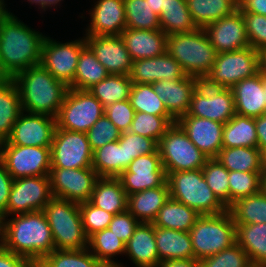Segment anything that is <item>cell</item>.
<instances>
[{
	"mask_svg": "<svg viewBox=\"0 0 266 267\" xmlns=\"http://www.w3.org/2000/svg\"><path fill=\"white\" fill-rule=\"evenodd\" d=\"M45 37L11 12H4L0 16L2 79H12L24 69L40 65Z\"/></svg>",
	"mask_w": 266,
	"mask_h": 267,
	"instance_id": "6da1fadb",
	"label": "cell"
},
{
	"mask_svg": "<svg viewBox=\"0 0 266 267\" xmlns=\"http://www.w3.org/2000/svg\"><path fill=\"white\" fill-rule=\"evenodd\" d=\"M12 217L8 221L5 219L4 249L28 259L34 266L55 250L51 228L43 211Z\"/></svg>",
	"mask_w": 266,
	"mask_h": 267,
	"instance_id": "7a4b0ae2",
	"label": "cell"
},
{
	"mask_svg": "<svg viewBox=\"0 0 266 267\" xmlns=\"http://www.w3.org/2000/svg\"><path fill=\"white\" fill-rule=\"evenodd\" d=\"M25 113L57 117L68 87L41 64L24 69L12 78Z\"/></svg>",
	"mask_w": 266,
	"mask_h": 267,
	"instance_id": "3957f363",
	"label": "cell"
},
{
	"mask_svg": "<svg viewBox=\"0 0 266 267\" xmlns=\"http://www.w3.org/2000/svg\"><path fill=\"white\" fill-rule=\"evenodd\" d=\"M167 52L180 64L188 76L201 81L210 73L217 52L204 28L188 33L168 35Z\"/></svg>",
	"mask_w": 266,
	"mask_h": 267,
	"instance_id": "277c9868",
	"label": "cell"
},
{
	"mask_svg": "<svg viewBox=\"0 0 266 267\" xmlns=\"http://www.w3.org/2000/svg\"><path fill=\"white\" fill-rule=\"evenodd\" d=\"M170 197L200 215H215L228 208L208 187L202 169L176 171L167 175Z\"/></svg>",
	"mask_w": 266,
	"mask_h": 267,
	"instance_id": "5b68a950",
	"label": "cell"
},
{
	"mask_svg": "<svg viewBox=\"0 0 266 267\" xmlns=\"http://www.w3.org/2000/svg\"><path fill=\"white\" fill-rule=\"evenodd\" d=\"M51 228L55 249L80 250L88 248L79 204L53 197L43 208Z\"/></svg>",
	"mask_w": 266,
	"mask_h": 267,
	"instance_id": "8992f818",
	"label": "cell"
},
{
	"mask_svg": "<svg viewBox=\"0 0 266 267\" xmlns=\"http://www.w3.org/2000/svg\"><path fill=\"white\" fill-rule=\"evenodd\" d=\"M194 259L211 257L236 243V224L226 212L200 215L189 231Z\"/></svg>",
	"mask_w": 266,
	"mask_h": 267,
	"instance_id": "52a82bcc",
	"label": "cell"
},
{
	"mask_svg": "<svg viewBox=\"0 0 266 267\" xmlns=\"http://www.w3.org/2000/svg\"><path fill=\"white\" fill-rule=\"evenodd\" d=\"M158 150L166 176L176 171L202 169L208 159L177 123L162 136Z\"/></svg>",
	"mask_w": 266,
	"mask_h": 267,
	"instance_id": "ba28073f",
	"label": "cell"
},
{
	"mask_svg": "<svg viewBox=\"0 0 266 267\" xmlns=\"http://www.w3.org/2000/svg\"><path fill=\"white\" fill-rule=\"evenodd\" d=\"M259 52L251 46L217 53L214 66L203 82L211 87L232 88L243 79L259 73Z\"/></svg>",
	"mask_w": 266,
	"mask_h": 267,
	"instance_id": "9c48e42d",
	"label": "cell"
},
{
	"mask_svg": "<svg viewBox=\"0 0 266 267\" xmlns=\"http://www.w3.org/2000/svg\"><path fill=\"white\" fill-rule=\"evenodd\" d=\"M103 114V105L88 90L68 88L56 128L86 133Z\"/></svg>",
	"mask_w": 266,
	"mask_h": 267,
	"instance_id": "30bf717a",
	"label": "cell"
},
{
	"mask_svg": "<svg viewBox=\"0 0 266 267\" xmlns=\"http://www.w3.org/2000/svg\"><path fill=\"white\" fill-rule=\"evenodd\" d=\"M0 161L14 180L49 176L50 147L12 145L6 140L0 143Z\"/></svg>",
	"mask_w": 266,
	"mask_h": 267,
	"instance_id": "8fae6325",
	"label": "cell"
},
{
	"mask_svg": "<svg viewBox=\"0 0 266 267\" xmlns=\"http://www.w3.org/2000/svg\"><path fill=\"white\" fill-rule=\"evenodd\" d=\"M92 154L86 133L55 129L50 147L51 168L92 167Z\"/></svg>",
	"mask_w": 266,
	"mask_h": 267,
	"instance_id": "7c38bea8",
	"label": "cell"
},
{
	"mask_svg": "<svg viewBox=\"0 0 266 267\" xmlns=\"http://www.w3.org/2000/svg\"><path fill=\"white\" fill-rule=\"evenodd\" d=\"M86 46L85 38L61 43L46 36L42 45L41 65L54 78L73 88L78 59Z\"/></svg>",
	"mask_w": 266,
	"mask_h": 267,
	"instance_id": "4fadbf2b",
	"label": "cell"
},
{
	"mask_svg": "<svg viewBox=\"0 0 266 267\" xmlns=\"http://www.w3.org/2000/svg\"><path fill=\"white\" fill-rule=\"evenodd\" d=\"M235 114L231 88L211 87L201 81L192 94L188 112L182 116H196L226 124Z\"/></svg>",
	"mask_w": 266,
	"mask_h": 267,
	"instance_id": "5bb4252c",
	"label": "cell"
},
{
	"mask_svg": "<svg viewBox=\"0 0 266 267\" xmlns=\"http://www.w3.org/2000/svg\"><path fill=\"white\" fill-rule=\"evenodd\" d=\"M53 198L49 176L22 177L13 181L3 216L43 211ZM13 213V214H12ZM7 216V217H6Z\"/></svg>",
	"mask_w": 266,
	"mask_h": 267,
	"instance_id": "9a60e30c",
	"label": "cell"
},
{
	"mask_svg": "<svg viewBox=\"0 0 266 267\" xmlns=\"http://www.w3.org/2000/svg\"><path fill=\"white\" fill-rule=\"evenodd\" d=\"M99 178L92 167L51 168L49 172L53 197L77 204L90 201L95 183Z\"/></svg>",
	"mask_w": 266,
	"mask_h": 267,
	"instance_id": "2e32d148",
	"label": "cell"
},
{
	"mask_svg": "<svg viewBox=\"0 0 266 267\" xmlns=\"http://www.w3.org/2000/svg\"><path fill=\"white\" fill-rule=\"evenodd\" d=\"M117 178L127 195L161 187L167 181V176L159 150L135 158Z\"/></svg>",
	"mask_w": 266,
	"mask_h": 267,
	"instance_id": "e0dca14e",
	"label": "cell"
},
{
	"mask_svg": "<svg viewBox=\"0 0 266 267\" xmlns=\"http://www.w3.org/2000/svg\"><path fill=\"white\" fill-rule=\"evenodd\" d=\"M56 126L53 116L22 111L7 141L12 145L51 147Z\"/></svg>",
	"mask_w": 266,
	"mask_h": 267,
	"instance_id": "ac0fdd59",
	"label": "cell"
},
{
	"mask_svg": "<svg viewBox=\"0 0 266 267\" xmlns=\"http://www.w3.org/2000/svg\"><path fill=\"white\" fill-rule=\"evenodd\" d=\"M85 36L86 45L109 74H130L132 60L120 35Z\"/></svg>",
	"mask_w": 266,
	"mask_h": 267,
	"instance_id": "d6986e66",
	"label": "cell"
},
{
	"mask_svg": "<svg viewBox=\"0 0 266 267\" xmlns=\"http://www.w3.org/2000/svg\"><path fill=\"white\" fill-rule=\"evenodd\" d=\"M204 30L217 53L237 51L250 46L244 17L239 10L212 22Z\"/></svg>",
	"mask_w": 266,
	"mask_h": 267,
	"instance_id": "ffe728a7",
	"label": "cell"
},
{
	"mask_svg": "<svg viewBox=\"0 0 266 267\" xmlns=\"http://www.w3.org/2000/svg\"><path fill=\"white\" fill-rule=\"evenodd\" d=\"M176 123L208 158H215L222 149L225 124L196 116H181Z\"/></svg>",
	"mask_w": 266,
	"mask_h": 267,
	"instance_id": "44dd1931",
	"label": "cell"
},
{
	"mask_svg": "<svg viewBox=\"0 0 266 267\" xmlns=\"http://www.w3.org/2000/svg\"><path fill=\"white\" fill-rule=\"evenodd\" d=\"M129 76L132 83L152 84L162 80L183 79L187 74L180 64L166 52L161 56L132 61Z\"/></svg>",
	"mask_w": 266,
	"mask_h": 267,
	"instance_id": "7402d4cb",
	"label": "cell"
},
{
	"mask_svg": "<svg viewBox=\"0 0 266 267\" xmlns=\"http://www.w3.org/2000/svg\"><path fill=\"white\" fill-rule=\"evenodd\" d=\"M200 82V79L187 75L183 79L157 81L152 86L167 111L177 120L188 112L192 94Z\"/></svg>",
	"mask_w": 266,
	"mask_h": 267,
	"instance_id": "603a6c76",
	"label": "cell"
},
{
	"mask_svg": "<svg viewBox=\"0 0 266 267\" xmlns=\"http://www.w3.org/2000/svg\"><path fill=\"white\" fill-rule=\"evenodd\" d=\"M132 61L157 57L167 52V37L160 30L125 28L120 34Z\"/></svg>",
	"mask_w": 266,
	"mask_h": 267,
	"instance_id": "cb8c5ba5",
	"label": "cell"
},
{
	"mask_svg": "<svg viewBox=\"0 0 266 267\" xmlns=\"http://www.w3.org/2000/svg\"><path fill=\"white\" fill-rule=\"evenodd\" d=\"M96 3L90 11L91 23L86 35H120L126 28L123 0H98Z\"/></svg>",
	"mask_w": 266,
	"mask_h": 267,
	"instance_id": "d4e9b609",
	"label": "cell"
},
{
	"mask_svg": "<svg viewBox=\"0 0 266 267\" xmlns=\"http://www.w3.org/2000/svg\"><path fill=\"white\" fill-rule=\"evenodd\" d=\"M231 91L236 114L255 118L266 112V89H263V76L260 72L239 81Z\"/></svg>",
	"mask_w": 266,
	"mask_h": 267,
	"instance_id": "484cf974",
	"label": "cell"
},
{
	"mask_svg": "<svg viewBox=\"0 0 266 267\" xmlns=\"http://www.w3.org/2000/svg\"><path fill=\"white\" fill-rule=\"evenodd\" d=\"M127 254L136 267H158L155 226L152 223H139L133 235L125 244Z\"/></svg>",
	"mask_w": 266,
	"mask_h": 267,
	"instance_id": "4316f807",
	"label": "cell"
},
{
	"mask_svg": "<svg viewBox=\"0 0 266 267\" xmlns=\"http://www.w3.org/2000/svg\"><path fill=\"white\" fill-rule=\"evenodd\" d=\"M167 181L161 187H155L128 195L127 210L140 223H153L158 211L169 199Z\"/></svg>",
	"mask_w": 266,
	"mask_h": 267,
	"instance_id": "83f0119b",
	"label": "cell"
},
{
	"mask_svg": "<svg viewBox=\"0 0 266 267\" xmlns=\"http://www.w3.org/2000/svg\"><path fill=\"white\" fill-rule=\"evenodd\" d=\"M155 239L160 262L194 258L189 232L155 227Z\"/></svg>",
	"mask_w": 266,
	"mask_h": 267,
	"instance_id": "f1b7e54d",
	"label": "cell"
},
{
	"mask_svg": "<svg viewBox=\"0 0 266 267\" xmlns=\"http://www.w3.org/2000/svg\"><path fill=\"white\" fill-rule=\"evenodd\" d=\"M90 202L115 215L127 210L128 195L118 178L100 177L95 183Z\"/></svg>",
	"mask_w": 266,
	"mask_h": 267,
	"instance_id": "f546056e",
	"label": "cell"
},
{
	"mask_svg": "<svg viewBox=\"0 0 266 267\" xmlns=\"http://www.w3.org/2000/svg\"><path fill=\"white\" fill-rule=\"evenodd\" d=\"M236 243L252 266L266 267V223L236 225Z\"/></svg>",
	"mask_w": 266,
	"mask_h": 267,
	"instance_id": "4dcf8cb0",
	"label": "cell"
},
{
	"mask_svg": "<svg viewBox=\"0 0 266 267\" xmlns=\"http://www.w3.org/2000/svg\"><path fill=\"white\" fill-rule=\"evenodd\" d=\"M199 216L194 209L169 197L152 224L155 227L189 232Z\"/></svg>",
	"mask_w": 266,
	"mask_h": 267,
	"instance_id": "1f68e13d",
	"label": "cell"
},
{
	"mask_svg": "<svg viewBox=\"0 0 266 267\" xmlns=\"http://www.w3.org/2000/svg\"><path fill=\"white\" fill-rule=\"evenodd\" d=\"M22 112L18 89L12 79H0V143L6 141Z\"/></svg>",
	"mask_w": 266,
	"mask_h": 267,
	"instance_id": "d6a6232c",
	"label": "cell"
},
{
	"mask_svg": "<svg viewBox=\"0 0 266 267\" xmlns=\"http://www.w3.org/2000/svg\"><path fill=\"white\" fill-rule=\"evenodd\" d=\"M197 28H205L238 10V0H186Z\"/></svg>",
	"mask_w": 266,
	"mask_h": 267,
	"instance_id": "836d02e7",
	"label": "cell"
},
{
	"mask_svg": "<svg viewBox=\"0 0 266 267\" xmlns=\"http://www.w3.org/2000/svg\"><path fill=\"white\" fill-rule=\"evenodd\" d=\"M215 159L228 171H264L262 152L258 147L222 148Z\"/></svg>",
	"mask_w": 266,
	"mask_h": 267,
	"instance_id": "e575fe53",
	"label": "cell"
},
{
	"mask_svg": "<svg viewBox=\"0 0 266 267\" xmlns=\"http://www.w3.org/2000/svg\"><path fill=\"white\" fill-rule=\"evenodd\" d=\"M159 20L161 30L166 35L188 33L197 29L186 0H164Z\"/></svg>",
	"mask_w": 266,
	"mask_h": 267,
	"instance_id": "d590c367",
	"label": "cell"
},
{
	"mask_svg": "<svg viewBox=\"0 0 266 267\" xmlns=\"http://www.w3.org/2000/svg\"><path fill=\"white\" fill-rule=\"evenodd\" d=\"M257 147L255 118L235 114L223 128L222 148Z\"/></svg>",
	"mask_w": 266,
	"mask_h": 267,
	"instance_id": "8d00e7d4",
	"label": "cell"
},
{
	"mask_svg": "<svg viewBox=\"0 0 266 267\" xmlns=\"http://www.w3.org/2000/svg\"><path fill=\"white\" fill-rule=\"evenodd\" d=\"M92 168L99 177L117 178L125 170L124 145L114 141L93 151Z\"/></svg>",
	"mask_w": 266,
	"mask_h": 267,
	"instance_id": "74e56055",
	"label": "cell"
},
{
	"mask_svg": "<svg viewBox=\"0 0 266 267\" xmlns=\"http://www.w3.org/2000/svg\"><path fill=\"white\" fill-rule=\"evenodd\" d=\"M234 223H266V191L240 198L228 207Z\"/></svg>",
	"mask_w": 266,
	"mask_h": 267,
	"instance_id": "f35d334b",
	"label": "cell"
},
{
	"mask_svg": "<svg viewBox=\"0 0 266 267\" xmlns=\"http://www.w3.org/2000/svg\"><path fill=\"white\" fill-rule=\"evenodd\" d=\"M89 251L105 267H123L120 263L114 262L111 258L118 254L125 253V243L120 240L109 228L103 229L88 238Z\"/></svg>",
	"mask_w": 266,
	"mask_h": 267,
	"instance_id": "ab89813d",
	"label": "cell"
},
{
	"mask_svg": "<svg viewBox=\"0 0 266 267\" xmlns=\"http://www.w3.org/2000/svg\"><path fill=\"white\" fill-rule=\"evenodd\" d=\"M132 84L129 75L109 74L105 79L89 88L88 91L105 108L117 101L128 100Z\"/></svg>",
	"mask_w": 266,
	"mask_h": 267,
	"instance_id": "60d3db41",
	"label": "cell"
},
{
	"mask_svg": "<svg viewBox=\"0 0 266 267\" xmlns=\"http://www.w3.org/2000/svg\"><path fill=\"white\" fill-rule=\"evenodd\" d=\"M108 75L109 73L105 67L96 59L92 50L86 46L81 51L78 59L73 89L88 90Z\"/></svg>",
	"mask_w": 266,
	"mask_h": 267,
	"instance_id": "b9f144b4",
	"label": "cell"
},
{
	"mask_svg": "<svg viewBox=\"0 0 266 267\" xmlns=\"http://www.w3.org/2000/svg\"><path fill=\"white\" fill-rule=\"evenodd\" d=\"M35 267H105L89 248L80 250L55 249L43 257Z\"/></svg>",
	"mask_w": 266,
	"mask_h": 267,
	"instance_id": "7bdbcfd3",
	"label": "cell"
},
{
	"mask_svg": "<svg viewBox=\"0 0 266 267\" xmlns=\"http://www.w3.org/2000/svg\"><path fill=\"white\" fill-rule=\"evenodd\" d=\"M131 106L135 112H145L155 116H172L166 109L152 84L133 83L129 96Z\"/></svg>",
	"mask_w": 266,
	"mask_h": 267,
	"instance_id": "ee69618b",
	"label": "cell"
},
{
	"mask_svg": "<svg viewBox=\"0 0 266 267\" xmlns=\"http://www.w3.org/2000/svg\"><path fill=\"white\" fill-rule=\"evenodd\" d=\"M126 28L160 30L159 16L146 0H123Z\"/></svg>",
	"mask_w": 266,
	"mask_h": 267,
	"instance_id": "f6af8a7d",
	"label": "cell"
},
{
	"mask_svg": "<svg viewBox=\"0 0 266 267\" xmlns=\"http://www.w3.org/2000/svg\"><path fill=\"white\" fill-rule=\"evenodd\" d=\"M174 123L176 119L173 116H155L145 112H135L129 132L154 139L159 143Z\"/></svg>",
	"mask_w": 266,
	"mask_h": 267,
	"instance_id": "bcb514c9",
	"label": "cell"
},
{
	"mask_svg": "<svg viewBox=\"0 0 266 267\" xmlns=\"http://www.w3.org/2000/svg\"><path fill=\"white\" fill-rule=\"evenodd\" d=\"M229 206L263 189V172L229 171Z\"/></svg>",
	"mask_w": 266,
	"mask_h": 267,
	"instance_id": "7dc6e473",
	"label": "cell"
},
{
	"mask_svg": "<svg viewBox=\"0 0 266 267\" xmlns=\"http://www.w3.org/2000/svg\"><path fill=\"white\" fill-rule=\"evenodd\" d=\"M208 187L229 207V171L215 158H208L202 168Z\"/></svg>",
	"mask_w": 266,
	"mask_h": 267,
	"instance_id": "c3c4849f",
	"label": "cell"
},
{
	"mask_svg": "<svg viewBox=\"0 0 266 267\" xmlns=\"http://www.w3.org/2000/svg\"><path fill=\"white\" fill-rule=\"evenodd\" d=\"M118 141L120 145H124L125 169L135 158L154 153L158 149V143L154 139L129 131L121 133Z\"/></svg>",
	"mask_w": 266,
	"mask_h": 267,
	"instance_id": "681fc988",
	"label": "cell"
},
{
	"mask_svg": "<svg viewBox=\"0 0 266 267\" xmlns=\"http://www.w3.org/2000/svg\"><path fill=\"white\" fill-rule=\"evenodd\" d=\"M200 267H252L247 253L237 244L200 261Z\"/></svg>",
	"mask_w": 266,
	"mask_h": 267,
	"instance_id": "f907efd6",
	"label": "cell"
},
{
	"mask_svg": "<svg viewBox=\"0 0 266 267\" xmlns=\"http://www.w3.org/2000/svg\"><path fill=\"white\" fill-rule=\"evenodd\" d=\"M121 131L103 114L86 132L90 148L93 151L105 144L118 141Z\"/></svg>",
	"mask_w": 266,
	"mask_h": 267,
	"instance_id": "816d5d0a",
	"label": "cell"
},
{
	"mask_svg": "<svg viewBox=\"0 0 266 267\" xmlns=\"http://www.w3.org/2000/svg\"><path fill=\"white\" fill-rule=\"evenodd\" d=\"M84 231L89 238L109 227L113 214L94 206L90 201L79 204Z\"/></svg>",
	"mask_w": 266,
	"mask_h": 267,
	"instance_id": "f5cc1de1",
	"label": "cell"
},
{
	"mask_svg": "<svg viewBox=\"0 0 266 267\" xmlns=\"http://www.w3.org/2000/svg\"><path fill=\"white\" fill-rule=\"evenodd\" d=\"M249 44L257 52L266 49V16L242 13Z\"/></svg>",
	"mask_w": 266,
	"mask_h": 267,
	"instance_id": "db71d44e",
	"label": "cell"
},
{
	"mask_svg": "<svg viewBox=\"0 0 266 267\" xmlns=\"http://www.w3.org/2000/svg\"><path fill=\"white\" fill-rule=\"evenodd\" d=\"M134 108L128 100L117 101L104 108L105 116L123 133L130 129Z\"/></svg>",
	"mask_w": 266,
	"mask_h": 267,
	"instance_id": "11a10c76",
	"label": "cell"
},
{
	"mask_svg": "<svg viewBox=\"0 0 266 267\" xmlns=\"http://www.w3.org/2000/svg\"><path fill=\"white\" fill-rule=\"evenodd\" d=\"M140 222L128 211L115 214L109 224V229L125 244L131 238Z\"/></svg>",
	"mask_w": 266,
	"mask_h": 267,
	"instance_id": "9f6ffc18",
	"label": "cell"
},
{
	"mask_svg": "<svg viewBox=\"0 0 266 267\" xmlns=\"http://www.w3.org/2000/svg\"><path fill=\"white\" fill-rule=\"evenodd\" d=\"M14 179L7 172L4 164L0 161V214L7 210L10 190Z\"/></svg>",
	"mask_w": 266,
	"mask_h": 267,
	"instance_id": "6f0895ef",
	"label": "cell"
},
{
	"mask_svg": "<svg viewBox=\"0 0 266 267\" xmlns=\"http://www.w3.org/2000/svg\"><path fill=\"white\" fill-rule=\"evenodd\" d=\"M0 267H35L28 259L4 248L0 249Z\"/></svg>",
	"mask_w": 266,
	"mask_h": 267,
	"instance_id": "680465c9",
	"label": "cell"
},
{
	"mask_svg": "<svg viewBox=\"0 0 266 267\" xmlns=\"http://www.w3.org/2000/svg\"><path fill=\"white\" fill-rule=\"evenodd\" d=\"M238 10L266 16V0H238Z\"/></svg>",
	"mask_w": 266,
	"mask_h": 267,
	"instance_id": "91938a15",
	"label": "cell"
},
{
	"mask_svg": "<svg viewBox=\"0 0 266 267\" xmlns=\"http://www.w3.org/2000/svg\"><path fill=\"white\" fill-rule=\"evenodd\" d=\"M257 147L261 152L266 150V112L255 117Z\"/></svg>",
	"mask_w": 266,
	"mask_h": 267,
	"instance_id": "94428289",
	"label": "cell"
},
{
	"mask_svg": "<svg viewBox=\"0 0 266 267\" xmlns=\"http://www.w3.org/2000/svg\"><path fill=\"white\" fill-rule=\"evenodd\" d=\"M158 267H200V261L194 258L169 260L160 262Z\"/></svg>",
	"mask_w": 266,
	"mask_h": 267,
	"instance_id": "6125c7cd",
	"label": "cell"
},
{
	"mask_svg": "<svg viewBox=\"0 0 266 267\" xmlns=\"http://www.w3.org/2000/svg\"><path fill=\"white\" fill-rule=\"evenodd\" d=\"M31 4H38L42 9L43 11H46L45 9L47 7H51V6H54V5H57L58 3H60L61 1L63 0H28Z\"/></svg>",
	"mask_w": 266,
	"mask_h": 267,
	"instance_id": "be15d7a7",
	"label": "cell"
},
{
	"mask_svg": "<svg viewBox=\"0 0 266 267\" xmlns=\"http://www.w3.org/2000/svg\"><path fill=\"white\" fill-rule=\"evenodd\" d=\"M259 72L266 76V49L259 52Z\"/></svg>",
	"mask_w": 266,
	"mask_h": 267,
	"instance_id": "e7e4bbea",
	"label": "cell"
},
{
	"mask_svg": "<svg viewBox=\"0 0 266 267\" xmlns=\"http://www.w3.org/2000/svg\"><path fill=\"white\" fill-rule=\"evenodd\" d=\"M146 1L149 2V5L151 6L154 13L156 15L160 16L161 9H162L163 4H164V0H146Z\"/></svg>",
	"mask_w": 266,
	"mask_h": 267,
	"instance_id": "03108f58",
	"label": "cell"
},
{
	"mask_svg": "<svg viewBox=\"0 0 266 267\" xmlns=\"http://www.w3.org/2000/svg\"><path fill=\"white\" fill-rule=\"evenodd\" d=\"M5 217L0 214V249L4 247Z\"/></svg>",
	"mask_w": 266,
	"mask_h": 267,
	"instance_id": "003e7915",
	"label": "cell"
},
{
	"mask_svg": "<svg viewBox=\"0 0 266 267\" xmlns=\"http://www.w3.org/2000/svg\"><path fill=\"white\" fill-rule=\"evenodd\" d=\"M263 157V170L266 171V150L262 152Z\"/></svg>",
	"mask_w": 266,
	"mask_h": 267,
	"instance_id": "a7ac6f4b",
	"label": "cell"
},
{
	"mask_svg": "<svg viewBox=\"0 0 266 267\" xmlns=\"http://www.w3.org/2000/svg\"><path fill=\"white\" fill-rule=\"evenodd\" d=\"M5 1L4 0H0V9L3 11V12H8V10L5 8Z\"/></svg>",
	"mask_w": 266,
	"mask_h": 267,
	"instance_id": "89a4df30",
	"label": "cell"
},
{
	"mask_svg": "<svg viewBox=\"0 0 266 267\" xmlns=\"http://www.w3.org/2000/svg\"><path fill=\"white\" fill-rule=\"evenodd\" d=\"M263 190L266 191V171H263Z\"/></svg>",
	"mask_w": 266,
	"mask_h": 267,
	"instance_id": "2644e50d",
	"label": "cell"
},
{
	"mask_svg": "<svg viewBox=\"0 0 266 267\" xmlns=\"http://www.w3.org/2000/svg\"><path fill=\"white\" fill-rule=\"evenodd\" d=\"M0 79H2V63H1V55H0Z\"/></svg>",
	"mask_w": 266,
	"mask_h": 267,
	"instance_id": "8c879c8a",
	"label": "cell"
},
{
	"mask_svg": "<svg viewBox=\"0 0 266 267\" xmlns=\"http://www.w3.org/2000/svg\"><path fill=\"white\" fill-rule=\"evenodd\" d=\"M263 89H266V76H263Z\"/></svg>",
	"mask_w": 266,
	"mask_h": 267,
	"instance_id": "753ad0ef",
	"label": "cell"
},
{
	"mask_svg": "<svg viewBox=\"0 0 266 267\" xmlns=\"http://www.w3.org/2000/svg\"><path fill=\"white\" fill-rule=\"evenodd\" d=\"M4 12L0 9V16L3 14Z\"/></svg>",
	"mask_w": 266,
	"mask_h": 267,
	"instance_id": "34e18365",
	"label": "cell"
}]
</instances>
